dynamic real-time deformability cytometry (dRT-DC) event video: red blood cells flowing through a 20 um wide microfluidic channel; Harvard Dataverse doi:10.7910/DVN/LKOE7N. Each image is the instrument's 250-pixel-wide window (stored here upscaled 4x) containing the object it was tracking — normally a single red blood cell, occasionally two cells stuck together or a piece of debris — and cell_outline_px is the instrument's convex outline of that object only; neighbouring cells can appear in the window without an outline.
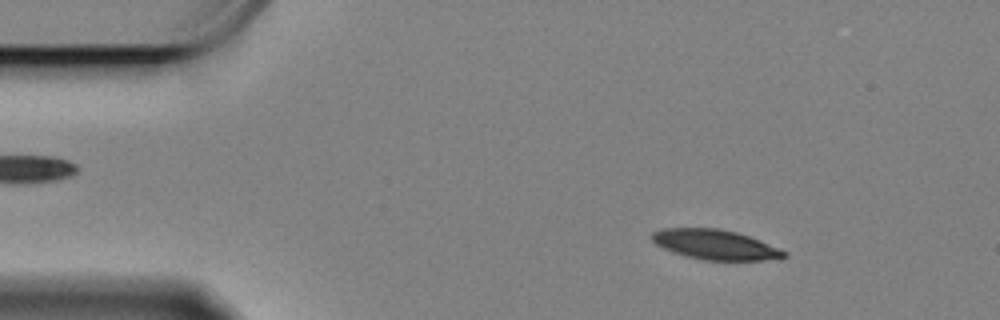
{"species": "Egyptian fruit bat (a non-hibernating species)", "species_latin": "Rousettus aegyptiacus", "temperature_condition": "cold", "stored_images_in_passage": 59, "camera_frame_rate_fps": 3000, "um_per_image_px": 0.085, "animal": {"sex": "female"}, "frame": {"image": 1, "passage_image": 7, "time_ms": 2.0, "image_size_px": [1000, 320], "cell_outline_px": [[788, 256], [764, 260], [704, 260], [684, 256], [672, 252], [656, 244], [652, 240], [652, 232], [664, 228], [716, 228], [736, 232], [748, 236], [788, 252]], "centroid_in_image_um": [60.76, 20.79], "position_along_channel_um": 24.2, "area_um2": 22.77}}
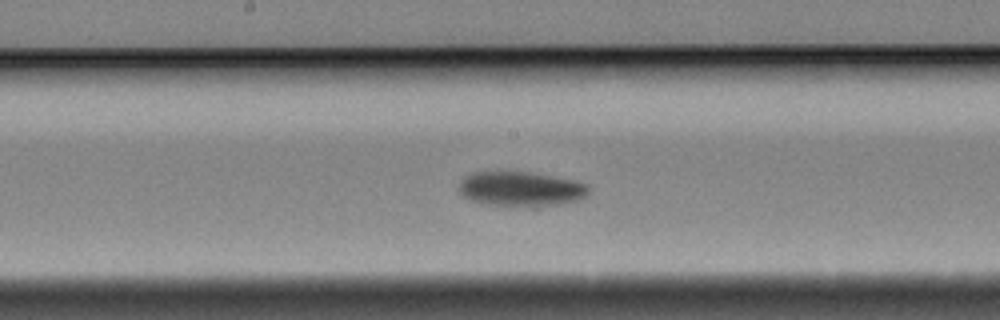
{"frame": {"image": 2, "passage_image": 29, "time_ms": 9.333, "image_size_px": [1000, 320], "cell_outline_px": [[588, 192], [580, 200], [564, 204], [540, 208], [528, 208], [484, 204], [472, 200], [464, 196], [460, 192], [460, 180], [464, 176], [472, 172], [532, 172], [572, 180], [588, 184]], "centroid_in_image_um": [44.3, 16.1], "position_along_channel_um": 203.9, "area_um2": 26.82}}
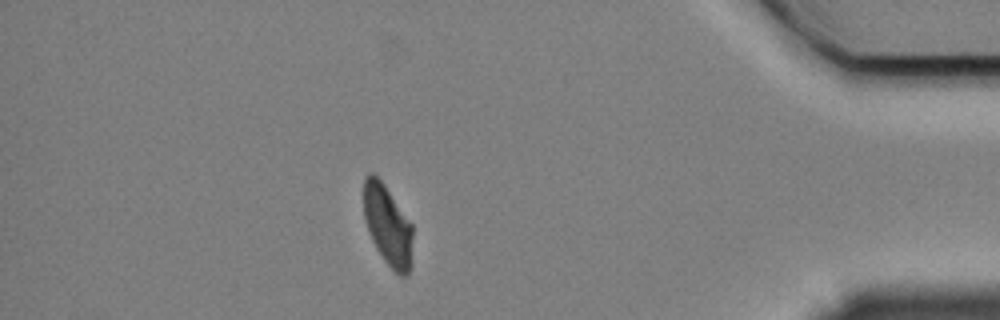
{"frame": {"image": 3, "passage_image": 51, "time_ms": 16.667, "image_size_px": [1000, 320], "cell_outline_px": [[412, 264], [408, 276], [400, 276], [384, 260], [376, 248], [372, 240], [364, 216], [364, 176], [368, 172], [372, 172], [384, 184], [412, 224]], "centroid_in_image_um": [32.97, 19.17], "position_along_channel_um": 402.2, "area_um2": 22.95}, "authors_computed_cell_mechanics": {"area_um2": 24.7384, "velocity_mm_per_s": 3.3054, "shape_relaxation_time_tau1_ms": 3.8762, "shape_relaxation_time_tau2_ms": null, "deformation_change_tau1": 0.137, "deformation_change_tau2": null}}